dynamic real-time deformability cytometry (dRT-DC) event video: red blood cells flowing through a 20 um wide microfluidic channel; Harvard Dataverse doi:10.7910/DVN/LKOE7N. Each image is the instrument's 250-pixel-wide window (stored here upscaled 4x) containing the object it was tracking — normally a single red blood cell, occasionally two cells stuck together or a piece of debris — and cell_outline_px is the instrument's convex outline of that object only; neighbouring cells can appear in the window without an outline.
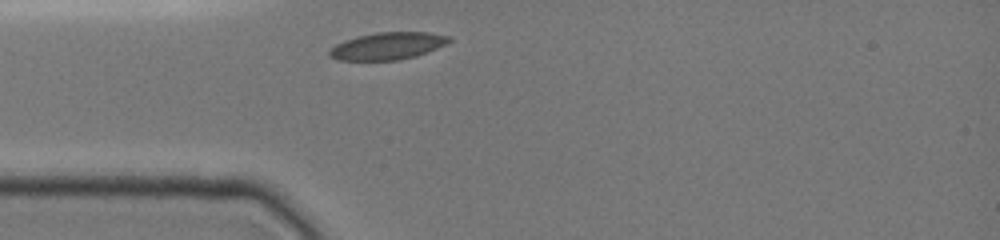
{"species": "common noctule bat (a hibernating species)", "species_latin": "Nyctalus noctula", "temperature_condition": "cold", "stored_images_in_passage": 1, "camera_frame_rate_fps": 3000, "um_per_image_px": 0.085, "animal": {"sex": "female", "body_mass_g": 19.0, "forearm_length_mm": 51.5}, "frame": {"image": 1, "passage_image": 1, "time_ms": 0.0, "image_size_px": [1000, 240], "cell_outline_px": [[452, 40], [436, 48], [416, 56], [400, 60], [336, 60], [328, 56], [328, 48], [344, 40], [356, 36], [376, 32], [428, 32], [452, 36]], "centroid_in_image_um": [32.9, 3.9], "position_along_channel_um": 52.1, "area_um2": 19.19}}